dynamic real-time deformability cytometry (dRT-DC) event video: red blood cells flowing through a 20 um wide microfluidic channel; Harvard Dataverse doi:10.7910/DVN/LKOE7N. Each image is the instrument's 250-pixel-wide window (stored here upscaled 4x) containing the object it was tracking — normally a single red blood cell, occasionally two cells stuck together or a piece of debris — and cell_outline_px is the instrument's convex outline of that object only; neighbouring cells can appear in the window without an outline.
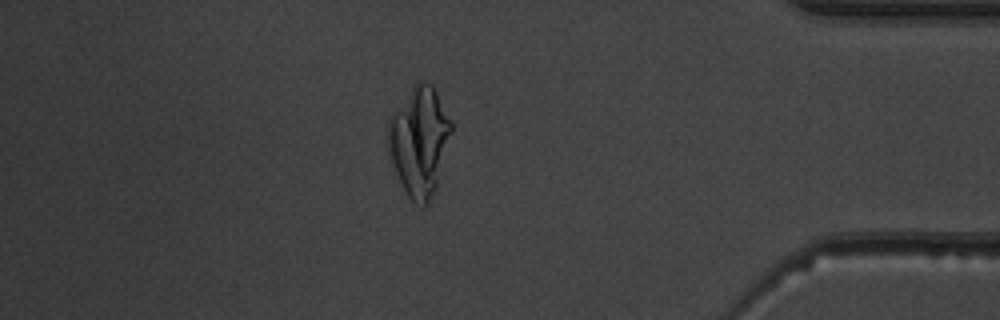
{"species": "common noctule bat (a hibernating species)", "species_latin": "Nyctalus noctula", "temperature_condition": "warm", "stored_images_in_passage": 53, "camera_frame_rate_fps": 3000, "um_per_image_px": 0.085, "animal": {"sex": "male", "body_mass_g": 19.5, "forearm_length_mm": 54.6}, "frame": {"image": 1, "passage_image": 46, "time_ms": 15.0, "image_size_px": [1000, 320], "cell_outline_px": [[452, 132], [436, 184], [428, 204], [424, 208], [416, 204], [408, 196], [392, 164], [388, 152], [388, 120], [392, 112], [412, 88], [420, 80], [424, 80], [432, 84], [452, 124]], "centroid_in_image_um": [35.62, 11.99], "position_along_channel_um": 399.6, "area_um2": 39.54}}